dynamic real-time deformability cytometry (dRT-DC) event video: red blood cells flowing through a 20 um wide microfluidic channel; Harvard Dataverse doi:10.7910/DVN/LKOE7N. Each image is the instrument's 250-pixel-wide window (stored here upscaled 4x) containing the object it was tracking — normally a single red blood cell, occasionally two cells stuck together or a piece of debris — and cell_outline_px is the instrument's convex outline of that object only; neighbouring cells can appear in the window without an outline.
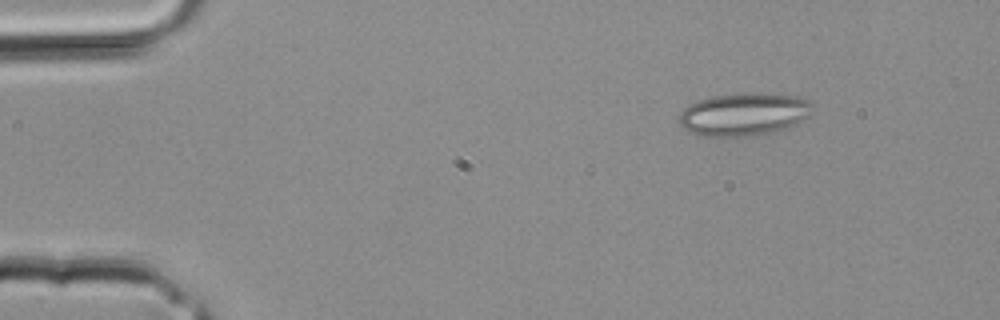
{"species": "common noctule bat (a hibernating species)", "species_latin": "Nyctalus noctula", "temperature_condition": "room temperature", "stored_images_in_passage": 2, "camera_frame_rate_fps": 3000, "um_per_image_px": 0.085, "animal": {"sex": "male", "body_mass_g": 20.4}, "frame": {"image": 1, "passage_image": 1, "time_ms": 0.0, "image_size_px": [1000, 320], "cell_outline_px": [[816, 112], [812, 116], [788, 128], [772, 132], [748, 136], [704, 136], [692, 132], [684, 128], [676, 120], [680, 112], [684, 108], [700, 100], [716, 96], [796, 96], [812, 100]], "centroid_in_image_um": [63.3, 9.77], "position_along_channel_um": 21.7, "area_um2": 32.48}}